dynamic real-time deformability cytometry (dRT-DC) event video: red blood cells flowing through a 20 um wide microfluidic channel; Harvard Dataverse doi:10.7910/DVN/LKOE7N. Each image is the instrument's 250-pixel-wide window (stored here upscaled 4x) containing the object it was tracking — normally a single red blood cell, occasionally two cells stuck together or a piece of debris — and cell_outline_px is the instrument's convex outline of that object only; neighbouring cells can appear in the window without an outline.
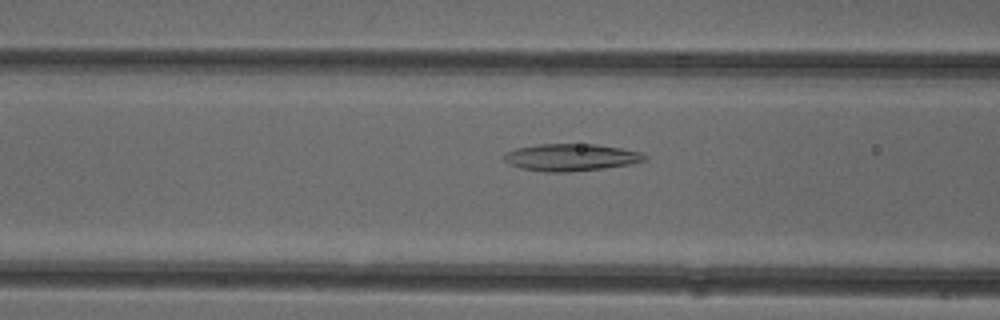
{"species": "common noctule bat (a hibernating species)", "species_latin": "Nyctalus noctula", "temperature_condition": "cold", "stored_images_in_passage": 51, "camera_frame_rate_fps": 3000, "um_per_image_px": 0.085, "animal": {"sex": "female"}, "frame": {"image": 1, "passage_image": 20, "time_ms": 6.333, "image_size_px": [1000, 320], "cell_outline_px": [[648, 156], [644, 160], [632, 164], [604, 168], [568, 172], [544, 172], [520, 168], [504, 160], [504, 152], [516, 148], [540, 144], [596, 144], [620, 148], [640, 152]], "centroid_in_image_um": [48.52, 13.37], "position_along_channel_um": 118.1, "area_um2": 22.2}}
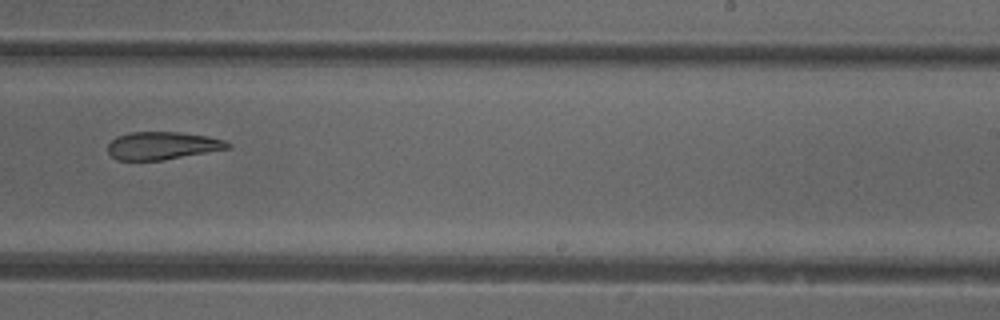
{"frame": {"image": 2, "passage_image": 32, "time_ms": 10.333, "image_size_px": [1000, 320], "cell_outline_px": [[232, 148], [164, 160], [116, 160], [108, 152], [108, 144], [116, 136], [132, 132], [180, 132], [208, 136], [224, 140], [232, 144]], "centroid_in_image_um": [13.83, 12.38], "position_along_channel_um": 275.2, "area_um2": 19.54}}
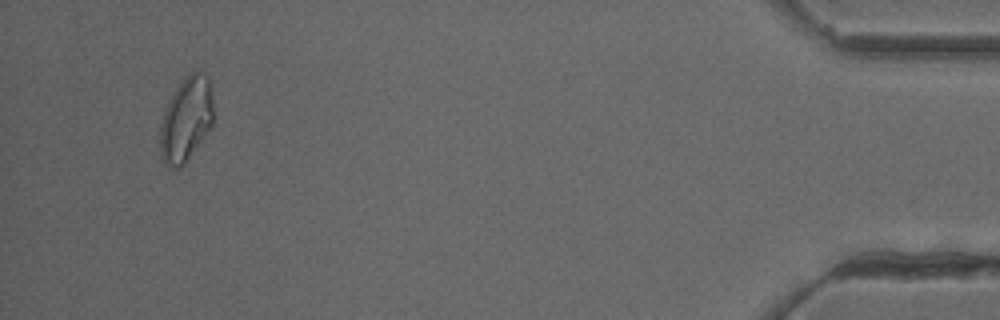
{"frame": {"image": 3, "passage_image": 49, "time_ms": 16.0, "image_size_px": [1000, 320], "cell_outline_px": [[212, 124], [184, 164], [180, 168], [168, 168], [160, 156], [160, 124], [168, 100], [176, 88], [192, 72], [200, 72], [208, 76], [212, 88]], "centroid_in_image_um": [15.8, 10.16], "position_along_channel_um": 419.4, "area_um2": 25.89}, "authors_computed_cell_mechanics": {"area_um2": 22.6576, "velocity_mm_per_s": 3.929, "shape_relaxation_time_tau1_ms": null, "shape_relaxation_time_tau2_ms": 6.4507, "deformation_change_tau1": null, "deformation_change_tau2": 0.1613}}